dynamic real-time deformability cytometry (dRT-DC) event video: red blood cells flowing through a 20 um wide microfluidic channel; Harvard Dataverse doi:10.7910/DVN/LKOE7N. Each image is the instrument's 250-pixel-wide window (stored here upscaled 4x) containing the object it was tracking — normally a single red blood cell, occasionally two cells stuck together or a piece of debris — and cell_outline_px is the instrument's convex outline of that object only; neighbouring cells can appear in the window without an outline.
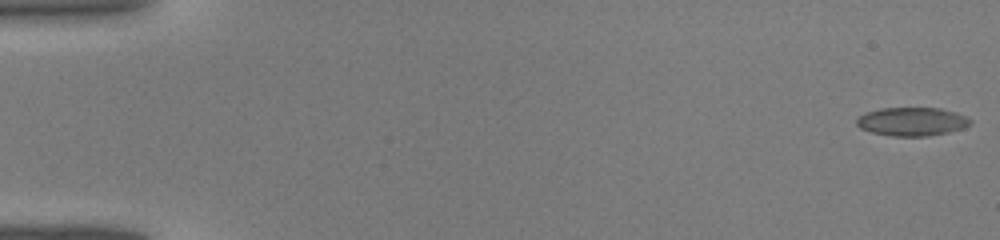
{"species": "common noctule bat (a hibernating species)", "species_latin": "Nyctalus noctula", "temperature_condition": "warm", "stored_images_in_passage": 44, "camera_frame_rate_fps": 3000, "um_per_image_px": 0.085, "animal": {"sex": "male", "body_mass_g": 19.0, "forearm_length_mm": 50.8}, "frame": {"image": 1, "passage_image": 1, "time_ms": 0.0, "image_size_px": [1000, 240], "cell_outline_px": [[972, 120], [964, 128], [948, 132], [928, 136], [892, 136], [872, 132], [860, 128], [856, 124], [856, 120], [864, 112], [880, 108], [940, 108], [956, 112]], "centroid_in_image_um": [77.49, 10.33], "position_along_channel_um": 7.5, "area_um2": 18.84}}
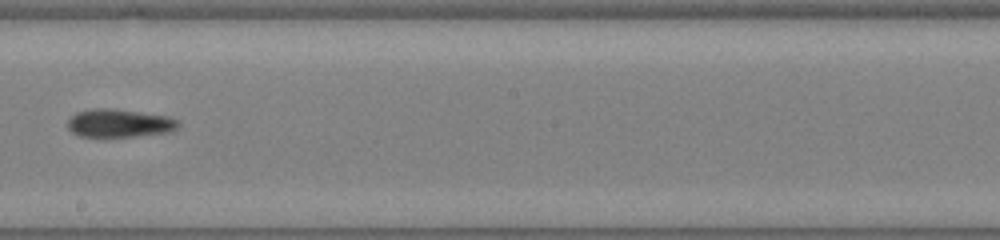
{"frame": {"image": 2, "passage_image": 26, "time_ms": 8.333, "image_size_px": [1000, 240], "cell_outline_px": [[180, 124], [176, 128], [168, 132], [136, 136], [80, 136], [72, 132], [68, 128], [68, 120], [76, 112], [92, 108], [108, 108], [168, 116], [176, 120]], "centroid_in_image_um": [10.11, 10.46], "position_along_channel_um": 238.1, "area_um2": 17.86}}
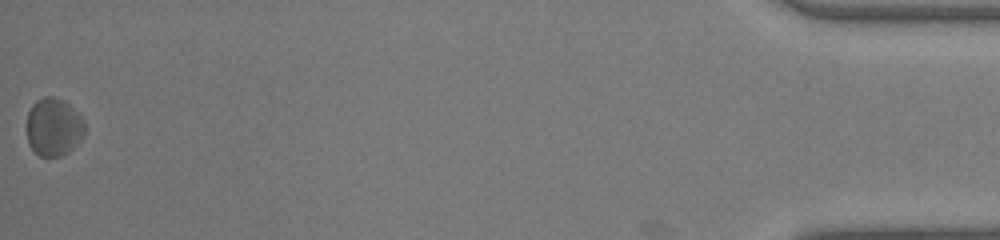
{"frame": {"image": 3, "passage_image": 44, "time_ms": 14.333, "image_size_px": [1000, 240], "cell_outline_px": [[84, 136], [64, 156], [40, 156], [28, 144], [28, 112], [32, 104], [36, 100], [44, 96], [52, 96], [64, 100], [84, 120]], "centroid_in_image_um": [4.56, 10.79], "position_along_channel_um": 430.6, "area_um2": 19.48}}